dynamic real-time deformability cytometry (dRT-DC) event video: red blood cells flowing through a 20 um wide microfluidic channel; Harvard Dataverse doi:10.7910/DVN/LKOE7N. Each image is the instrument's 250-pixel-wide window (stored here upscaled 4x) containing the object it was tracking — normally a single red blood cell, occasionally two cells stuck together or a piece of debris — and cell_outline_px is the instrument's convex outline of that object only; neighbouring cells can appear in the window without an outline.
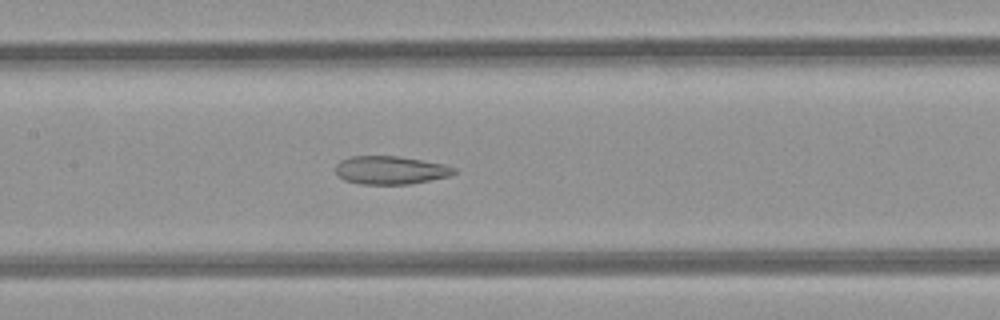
{"species": "common noctule bat (a hibernating species)", "species_latin": "Nyctalus noctula", "temperature_condition": "room temperature", "stored_images_in_passage": 34, "camera_frame_rate_fps": 3000, "um_per_image_px": 0.085, "animal": {"sex": "female", "body_mass_g": 21.9}, "frame": {"image": 1, "passage_image": 12, "time_ms": 3.667, "image_size_px": [1000, 320], "cell_outline_px": [[460, 172], [448, 176], [412, 184], [360, 184], [344, 180], [336, 172], [336, 164], [340, 160], [348, 156], [396, 156], [444, 164], [456, 168]], "centroid_in_image_um": [33.2, 14.46], "position_along_channel_um": 174.2, "area_um2": 19.54}}
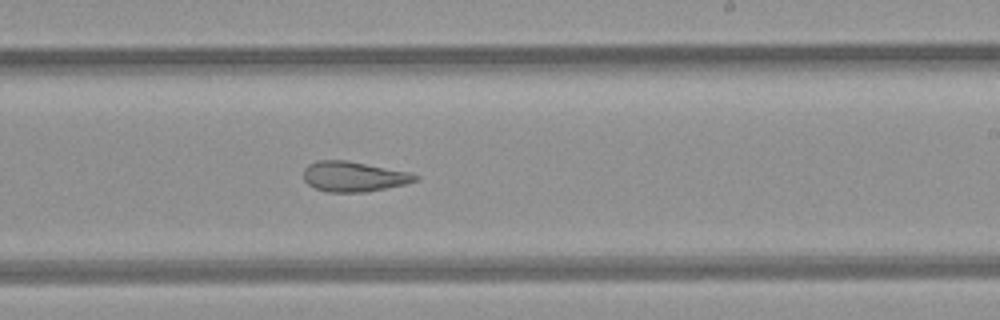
{"frame": {"image": 2, "passage_image": 18, "time_ms": 5.667, "image_size_px": [1000, 320], "cell_outline_px": [[420, 176], [416, 180], [404, 184], [364, 192], [328, 192], [316, 188], [308, 184], [304, 180], [304, 168], [308, 164], [316, 160], [348, 160], [408, 172]], "centroid_in_image_um": [30.02, 14.99], "position_along_channel_um": 259.0, "area_um2": 19.48}}
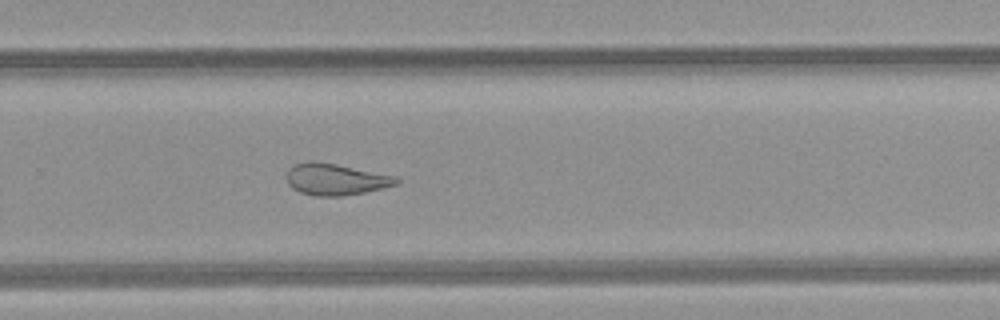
{"frame": {"image": 3, "passage_image": 21, "time_ms": 6.667, "image_size_px": [1000, 320], "cell_outline_px": [[400, 180], [396, 184], [384, 188], [364, 192], [340, 196], [316, 196], [300, 192], [292, 188], [288, 184], [284, 176], [288, 168], [296, 164], [308, 160], [336, 164], [396, 176]], "centroid_in_image_um": [28.48, 15.24], "position_along_channel_um": 301.3, "area_um2": 20.23}, "authors_computed_cell_mechanics": {"area_um2": 21.0103, "velocity_mm_per_s": 4.254, "shape_relaxation_time_tau1_ms": null, "shape_relaxation_time_tau2_ms": 2.8273, "deformation_change_tau1": null, "deformation_change_tau2": 0.1102}}